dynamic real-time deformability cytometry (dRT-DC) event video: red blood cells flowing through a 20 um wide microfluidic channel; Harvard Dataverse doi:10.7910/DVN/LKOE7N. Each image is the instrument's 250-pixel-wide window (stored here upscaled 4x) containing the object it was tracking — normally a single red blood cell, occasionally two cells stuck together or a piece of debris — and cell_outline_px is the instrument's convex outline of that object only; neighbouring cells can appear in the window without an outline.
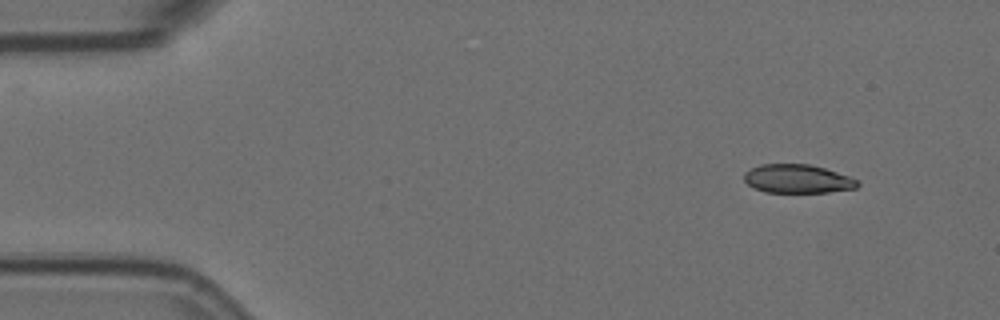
{"species": "Egyptian fruit bat (a non-hibernating species)", "species_latin": "Rousettus aegyptiacus", "temperature_condition": "room temperature", "stored_images_in_passage": 12, "camera_frame_rate_fps": 3000, "um_per_image_px": 0.085, "animal": {"sex": "female"}, "frame": {"image": 1, "passage_image": 1, "time_ms": 0.0, "image_size_px": [1000, 320], "cell_outline_px": [[860, 184], [856, 188], [828, 192], [764, 192], [748, 184], [744, 180], [744, 172], [760, 164], [808, 164], [824, 168], [860, 180]], "centroid_in_image_um": [67.8, 15.2], "position_along_channel_um": 17.2, "area_um2": 18.84}}
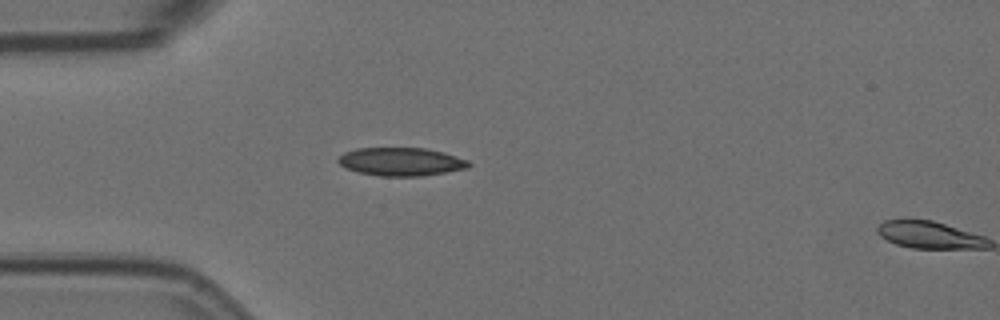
{"frame": {"image": 2, "passage_image": 11, "time_ms": 3.333, "image_size_px": [1000, 320], "cell_outline_px": [[472, 164], [468, 168], [420, 176], [380, 176], [356, 172], [344, 168], [336, 160], [344, 152], [356, 148], [428, 148], [444, 152], [468, 160]], "centroid_in_image_um": [34.07, 13.74], "position_along_channel_um": 50.9, "area_um2": 21.62}}